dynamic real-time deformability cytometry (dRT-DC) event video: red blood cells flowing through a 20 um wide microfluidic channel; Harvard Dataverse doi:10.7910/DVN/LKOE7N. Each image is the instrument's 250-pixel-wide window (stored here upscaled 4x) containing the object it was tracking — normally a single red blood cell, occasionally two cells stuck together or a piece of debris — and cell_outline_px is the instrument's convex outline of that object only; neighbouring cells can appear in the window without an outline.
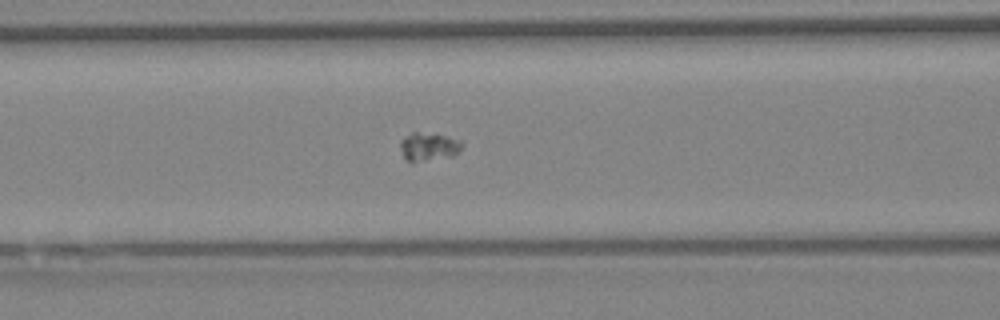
{"species": "Egyptian fruit bat (a non-hibernating species)", "species_latin": "Rousettus aegyptiacus", "temperature_condition": "warm", "stored_images_in_passage": 62, "camera_frame_rate_fps": 3000, "um_per_image_px": 0.085, "animal": {"sex": "female"}, "frame": {"image": 1, "passage_image": 27, "time_ms": 8.667, "image_size_px": [1000, 320], "cell_outline_px": [[464, 144], [452, 156], [412, 164], [404, 160], [400, 148], [400, 140], [404, 136], [412, 132], [416, 132], [448, 136], [460, 140]], "centroid_in_image_um": [36.37, 12.5], "position_along_channel_um": 130.2, "area_um2": 10.46}}
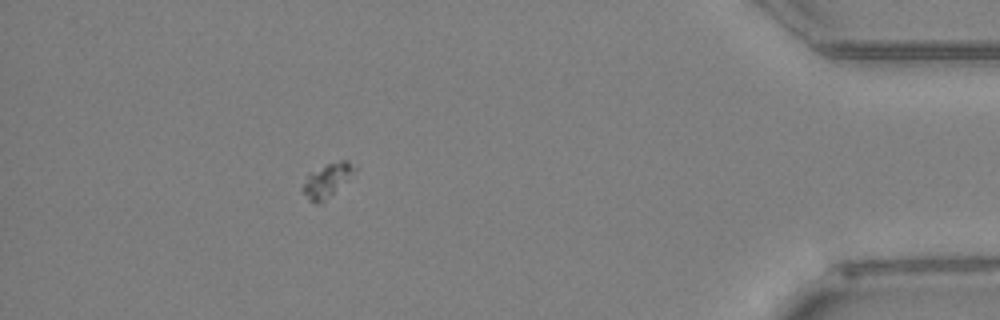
{"frame": {"image": 2, "passage_image": 56, "time_ms": 18.333, "image_size_px": [1000, 320], "cell_outline_px": [[356, 172], [324, 204], [316, 204], [308, 200], [300, 188], [308, 172], [328, 164], [340, 160], [348, 160], [356, 168]], "centroid_in_image_um": [27.78, 15.37], "position_along_channel_um": 407.4, "area_um2": 10.69}}